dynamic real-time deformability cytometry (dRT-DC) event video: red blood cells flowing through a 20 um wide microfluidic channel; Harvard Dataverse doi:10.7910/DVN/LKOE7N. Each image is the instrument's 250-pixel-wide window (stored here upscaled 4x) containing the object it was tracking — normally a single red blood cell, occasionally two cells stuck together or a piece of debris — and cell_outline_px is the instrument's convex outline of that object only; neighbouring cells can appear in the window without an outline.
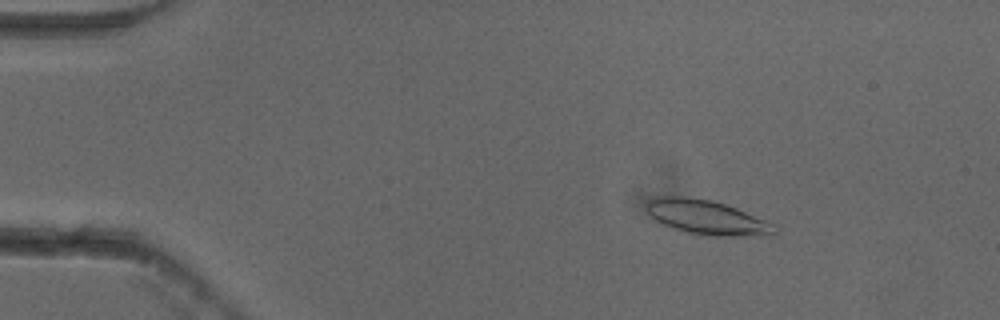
{"species": "common noctule bat (a hibernating species)", "species_latin": "Nyctalus noctula", "temperature_condition": "cold", "stored_images_in_passage": 54, "camera_frame_rate_fps": 3000, "um_per_image_px": 0.085, "animal": {"sex": "female"}, "frame": {"image": 1, "passage_image": 8, "time_ms": 2.333, "image_size_px": [1000, 320], "cell_outline_px": [[780, 228], [772, 236], [696, 236], [672, 228], [656, 220], [648, 212], [648, 204], [652, 200], [664, 196], [684, 196], [712, 200], [736, 208], [776, 224]], "centroid_in_image_um": [60.19, 18.52], "position_along_channel_um": 24.8, "area_um2": 25.89}}
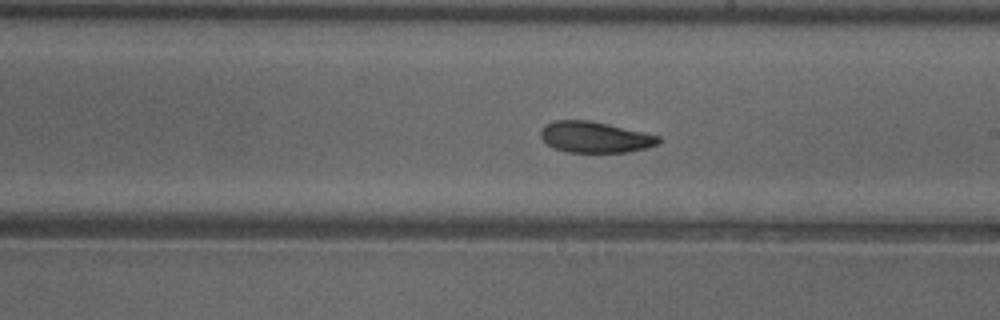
{"frame": {"image": 2, "passage_image": 31, "time_ms": 10.0, "image_size_px": [1000, 320], "cell_outline_px": [[660, 144], [628, 152], [568, 152], [556, 148], [548, 144], [540, 136], [540, 132], [544, 124], [552, 120], [588, 120], [608, 124], [660, 136]], "centroid_in_image_um": [50.56, 11.65], "position_along_channel_um": 238.4, "area_um2": 21.21}}
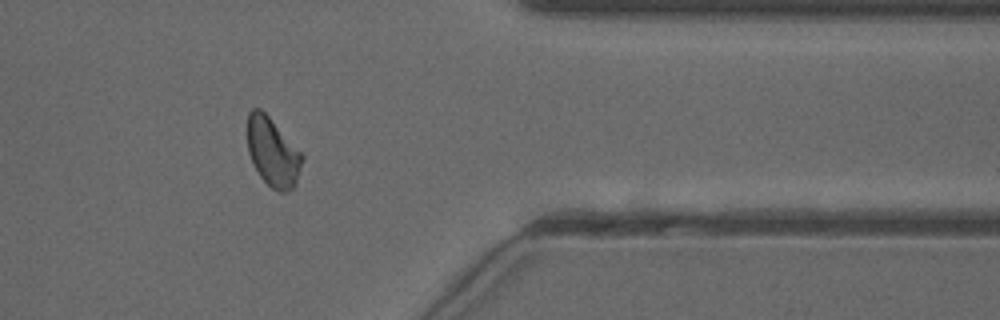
{"frame": {"image": 3, "passage_image": 44, "time_ms": 14.333, "image_size_px": [1000, 320], "cell_outline_px": [[304, 156], [296, 184], [288, 192], [280, 192], [272, 188], [260, 176], [248, 152], [248, 112], [252, 108], [260, 108], [268, 116]], "centroid_in_image_um": [23.18, 12.94], "position_along_channel_um": 388.2, "area_um2": 21.5}, "authors_computed_cell_mechanics": {"area_um2": 22.253, "velocity_mm_per_s": 3.835, "shape_relaxation_time_tau1_ms": 3.9688, "shape_relaxation_time_tau2_ms": 3.1228, "deformation_change_tau1": 0.118, "deformation_change_tau2": 0.0829}}